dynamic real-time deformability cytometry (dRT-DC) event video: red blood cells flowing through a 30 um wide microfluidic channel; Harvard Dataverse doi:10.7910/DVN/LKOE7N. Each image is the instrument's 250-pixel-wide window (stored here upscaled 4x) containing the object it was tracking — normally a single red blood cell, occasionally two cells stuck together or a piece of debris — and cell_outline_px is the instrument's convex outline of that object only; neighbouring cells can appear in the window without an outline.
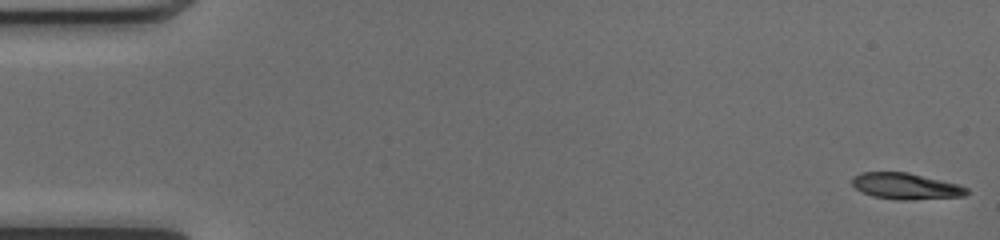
{"species": "common noctule bat (a hibernating species)", "species_latin": "Nyctalus noctula", "temperature_condition": "cold", "stored_images_in_passage": 50, "camera_frame_rate_fps": 3000, "um_per_image_px": 0.085, "animal": {"sex": "female", "body_mass_g": 17.0, "forearm_length_mm": 48.0}, "frame": {"image": 1, "passage_image": 1, "time_ms": 0.0, "image_size_px": [1000, 240], "cell_outline_px": [[968, 192], [964, 196], [908, 200], [896, 200], [872, 196], [856, 188], [852, 184], [852, 176], [860, 172], [908, 172], [956, 184], [968, 188]], "centroid_in_image_um": [76.95, 15.82], "position_along_channel_um": 8.0, "area_um2": 17.4}}
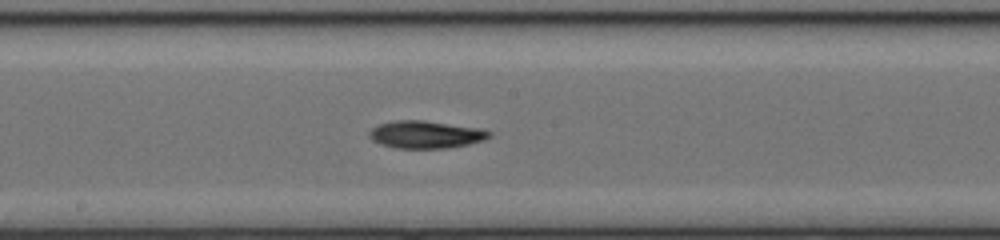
{"frame": {"image": 2, "passage_image": 27, "time_ms": 8.667, "image_size_px": [1000, 240], "cell_outline_px": [[492, 136], [484, 140], [468, 144], [448, 148], [396, 148], [380, 144], [372, 140], [368, 136], [368, 132], [372, 128], [380, 124], [396, 120], [424, 120], [484, 128], [492, 132]], "centroid_in_image_um": [36.22, 11.43], "position_along_channel_um": 212.0, "area_um2": 19.48}}
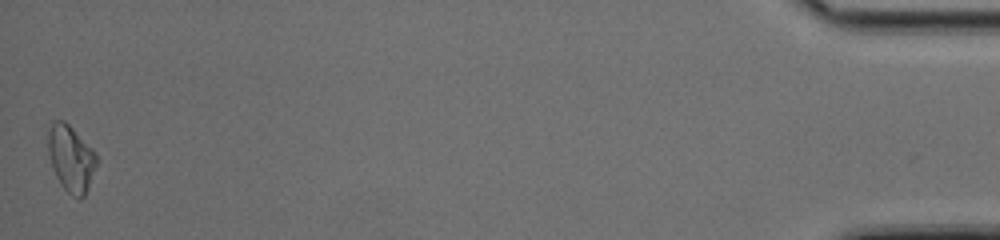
{"frame": {"image": 3, "passage_image": 50, "time_ms": 16.333, "image_size_px": [1000, 240], "cell_outline_px": [[100, 160], [84, 196], [80, 200], [72, 196], [60, 184], [56, 176], [48, 152], [48, 132], [52, 124], [56, 120], [64, 120], [96, 152]], "centroid_in_image_um": [6.07, 13.49], "position_along_channel_um": 429.1, "area_um2": 18.79}, "authors_computed_cell_mechanics": {"area_um2": 18.1781, "velocity_mm_per_s": 4.1141, "shape_relaxation_time_tau1_ms": 4.1269, "shape_relaxation_time_tau2_ms": null, "deformation_change_tau1": 0.167, "deformation_change_tau2": null}}